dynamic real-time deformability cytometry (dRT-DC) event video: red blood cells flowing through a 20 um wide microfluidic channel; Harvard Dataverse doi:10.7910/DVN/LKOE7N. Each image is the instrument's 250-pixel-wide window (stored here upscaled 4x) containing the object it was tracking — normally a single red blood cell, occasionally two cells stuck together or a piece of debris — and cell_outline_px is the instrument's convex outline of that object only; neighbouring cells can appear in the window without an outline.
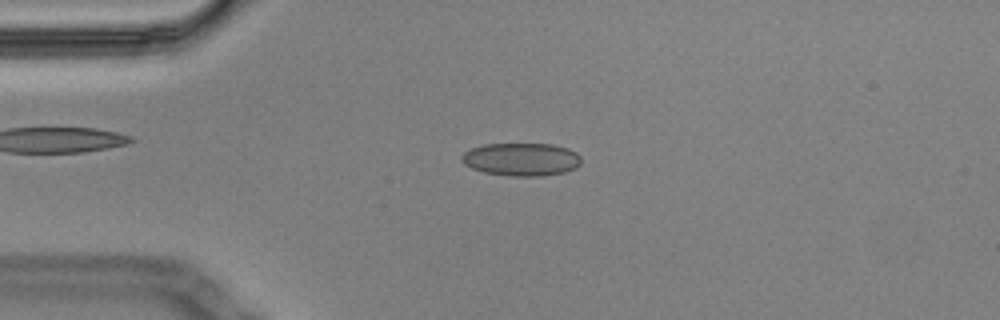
{"species": "Egyptian fruit bat (a non-hibernating species)", "species_latin": "Rousettus aegyptiacus", "temperature_condition": "cold", "stored_images_in_passage": 52, "camera_frame_rate_fps": 3000, "um_per_image_px": 0.085, "animal": {"sex": "male"}, "frame": {"image": 1, "passage_image": 8, "time_ms": 2.333, "image_size_px": [1000, 320], "cell_outline_px": [[580, 164], [576, 168], [564, 172], [544, 176], [512, 176], [484, 172], [472, 168], [464, 164], [460, 160], [460, 156], [464, 152], [472, 148], [484, 144], [552, 144], [568, 148], [576, 152], [580, 156]], "centroid_in_image_um": [44.31, 13.54], "position_along_channel_um": 40.7, "area_um2": 23.06}}
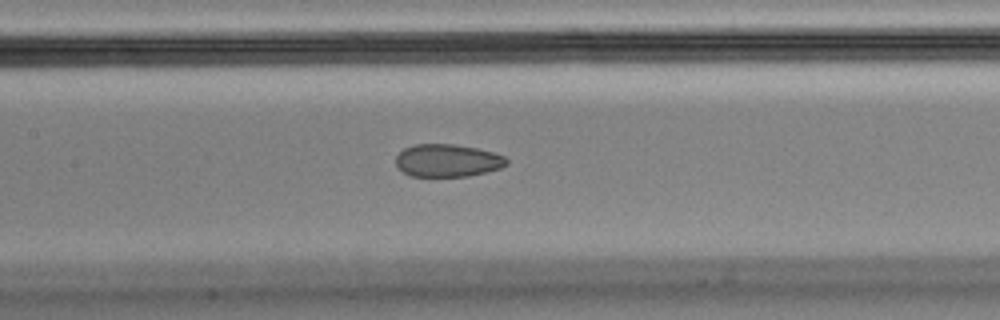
{"frame": {"image": 2, "passage_image": 21, "time_ms": 6.667, "image_size_px": [1000, 320], "cell_outline_px": [[508, 164], [500, 168], [468, 176], [408, 176], [396, 164], [396, 156], [404, 148], [416, 144], [452, 144], [476, 148], [492, 152], [504, 156], [508, 160]], "centroid_in_image_um": [38.03, 13.64], "position_along_channel_um": 169.4, "area_um2": 20.92}}
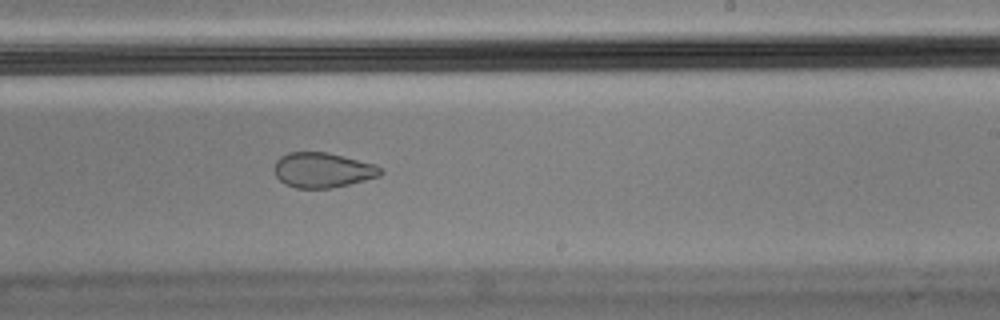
{"frame": {"image": 3, "passage_image": 29, "time_ms": 9.333, "image_size_px": [1000, 320], "cell_outline_px": [[384, 172], [380, 176], [332, 188], [296, 188], [284, 184], [276, 176], [276, 160], [280, 156], [288, 152], [328, 152], [376, 164]], "centroid_in_image_um": [27.44, 14.45], "position_along_channel_um": 261.6, "area_um2": 21.68}, "authors_computed_cell_mechanics": {"area_um2": 22.9466, "velocity_mm_per_s": 3.4765, "shape_relaxation_time_tau1_ms": null, "shape_relaxation_time_tau2_ms": 1.9745, "deformation_change_tau1": null, "deformation_change_tau2": 0.0644}}